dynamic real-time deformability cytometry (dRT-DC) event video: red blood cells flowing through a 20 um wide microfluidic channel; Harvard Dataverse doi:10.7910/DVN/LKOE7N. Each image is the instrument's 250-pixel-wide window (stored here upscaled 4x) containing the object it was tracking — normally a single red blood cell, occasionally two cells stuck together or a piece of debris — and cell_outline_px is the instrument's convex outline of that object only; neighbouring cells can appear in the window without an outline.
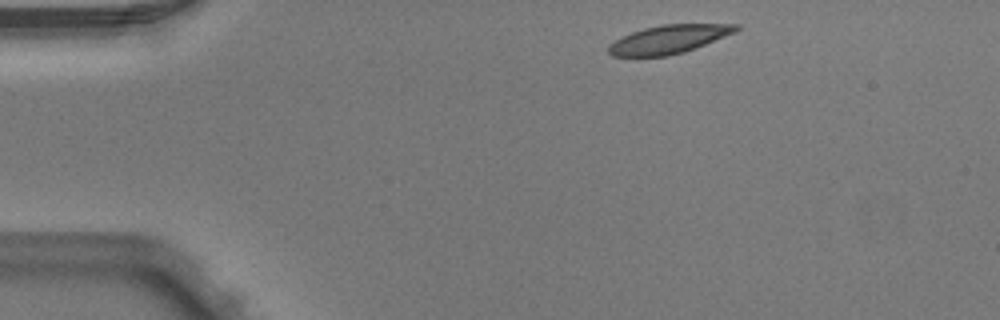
{"species": "Egyptian fruit bat (a non-hibernating species)", "species_latin": "Rousettus aegyptiacus", "temperature_condition": "warm", "stored_images_in_passage": 2, "camera_frame_rate_fps": 3000, "um_per_image_px": 0.085, "animal": {"sex": "male"}, "frame": {"image": 1, "passage_image": 1, "time_ms": 0.0, "image_size_px": [1000, 320], "cell_outline_px": [[740, 28], [736, 32], [696, 48], [684, 52], [668, 56], [612, 56], [608, 52], [608, 44], [632, 32], [644, 28], [660, 24], [740, 24]], "centroid_in_image_um": [56.87, 3.33], "position_along_channel_um": 28.1, "area_um2": 21.15}}
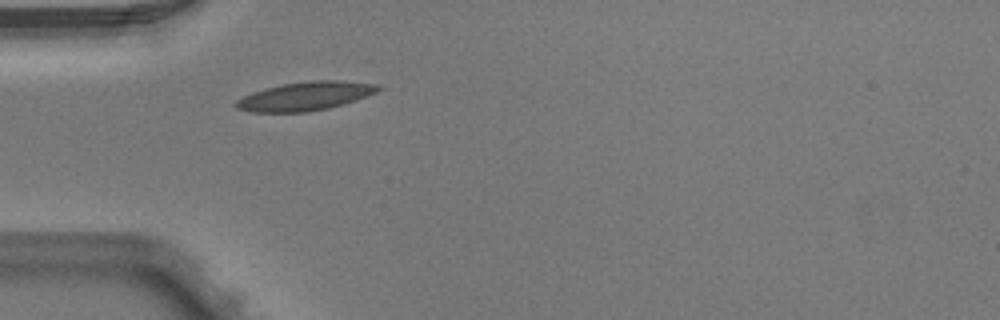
{"frame": {"image": 2, "passage_image": 2, "time_ms": 0.333, "image_size_px": [1000, 320], "cell_outline_px": [[384, 88], [376, 92], [328, 108], [308, 112], [252, 112], [236, 108], [232, 104], [236, 100], [252, 92], [264, 88], [280, 84], [312, 80], [344, 80], [380, 84]], "centroid_in_image_um": [25.92, 8.16], "position_along_channel_um": 59.1, "area_um2": 23.81}}